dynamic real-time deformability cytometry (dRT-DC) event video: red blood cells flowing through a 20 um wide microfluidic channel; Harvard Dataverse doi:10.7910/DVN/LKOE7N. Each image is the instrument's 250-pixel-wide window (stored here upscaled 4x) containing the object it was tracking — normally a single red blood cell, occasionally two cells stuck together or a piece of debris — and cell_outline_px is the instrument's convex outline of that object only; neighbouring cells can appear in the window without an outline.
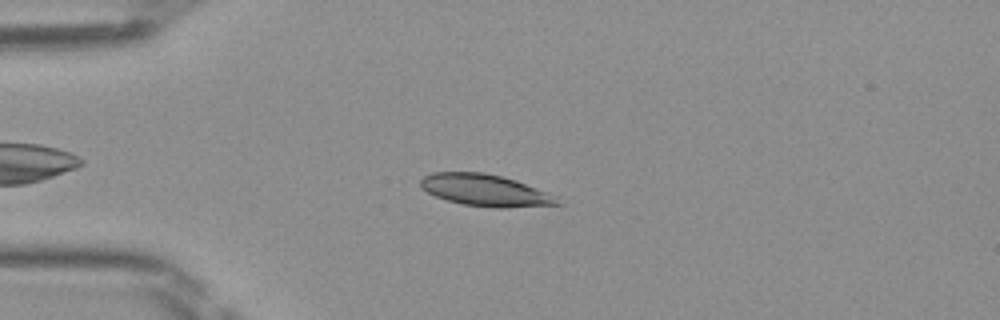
{"species": "Egyptian fruit bat (a non-hibernating species)", "species_latin": "Rousettus aegyptiacus", "temperature_condition": "room temperature", "stored_images_in_passage": 42, "camera_frame_rate_fps": 3000, "um_per_image_px": 0.085, "frame": {"image": 1, "passage_image": 6, "time_ms": 1.667, "image_size_px": [1000, 320], "cell_outline_px": [[564, 204], [504, 208], [496, 208], [464, 204], [448, 200], [436, 196], [420, 188], [420, 180], [424, 176], [432, 172], [484, 172], [516, 180], [548, 192], [556, 196]], "centroid_in_image_um": [41.27, 16.17], "position_along_channel_um": 43.7, "area_um2": 25.37}}
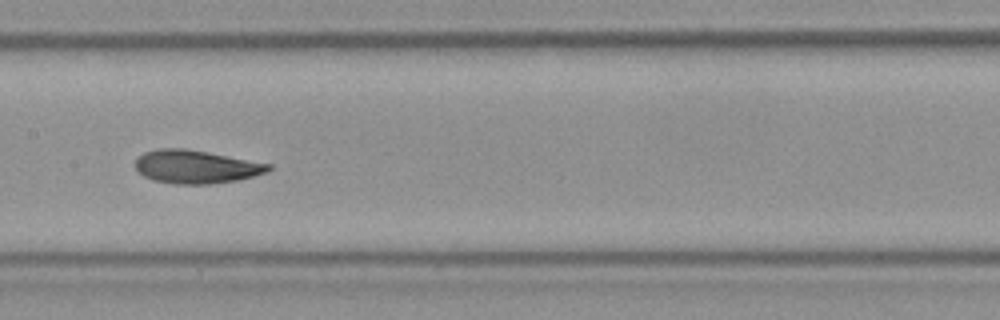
{"frame": {"image": 2, "passage_image": 18, "time_ms": 5.667, "image_size_px": [1000, 320], "cell_outline_px": [[272, 168], [268, 172], [236, 180], [208, 184], [176, 184], [152, 180], [144, 176], [136, 168], [136, 160], [144, 152], [160, 148], [184, 148], [208, 152], [272, 164]], "centroid_in_image_um": [16.67, 14.17], "position_along_channel_um": 190.7, "area_um2": 25.66}}
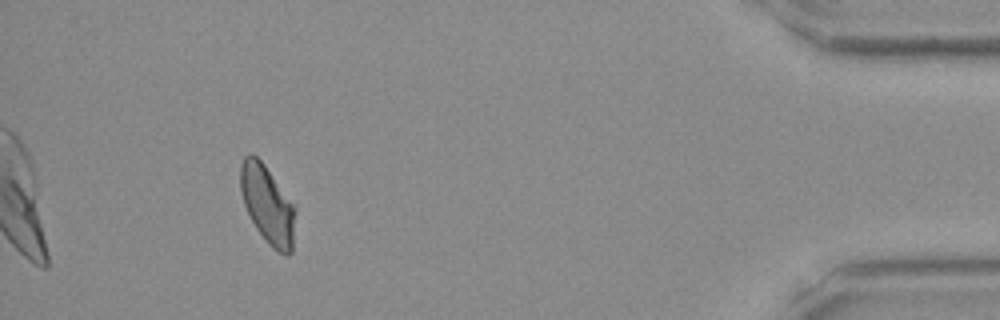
{"frame": {"image": 3, "passage_image": 38, "time_ms": 12.333, "image_size_px": [1000, 320], "cell_outline_px": [[296, 212], [292, 252], [288, 256], [272, 248], [268, 244], [256, 228], [244, 204], [240, 192], [240, 164], [244, 156], [248, 152], [252, 152], [264, 164], [296, 208]], "centroid_in_image_um": [22.73, 17.38], "position_along_channel_um": 412.5, "area_um2": 25.03}}